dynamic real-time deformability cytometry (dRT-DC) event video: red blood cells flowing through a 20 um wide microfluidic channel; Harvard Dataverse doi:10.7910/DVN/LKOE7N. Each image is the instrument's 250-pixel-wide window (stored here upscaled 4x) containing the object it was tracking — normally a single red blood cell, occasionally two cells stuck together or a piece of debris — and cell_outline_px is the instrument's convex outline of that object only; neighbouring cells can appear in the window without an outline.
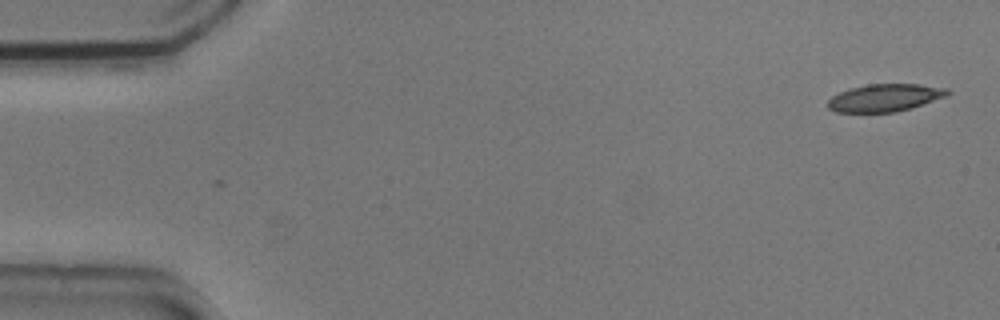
{"species": "common noctule bat (a hibernating species)", "species_latin": "Nyctalus noctula", "temperature_condition": "cold", "stored_images_in_passage": 54, "camera_frame_rate_fps": 3000, "um_per_image_px": 0.085, "animal": {"sex": "male", "body_mass_g": 20.5, "forearm_length_mm": 52.5}, "frame": {"image": 1, "passage_image": 1, "time_ms": 0.0, "image_size_px": [1000, 320], "cell_outline_px": [[952, 92], [948, 96], [912, 108], [896, 112], [836, 112], [828, 108], [828, 100], [832, 96], [840, 92], [852, 88], [868, 84], [920, 84], [948, 88]], "centroid_in_image_um": [75.27, 8.31], "position_along_channel_um": 9.7, "area_um2": 19.31}}
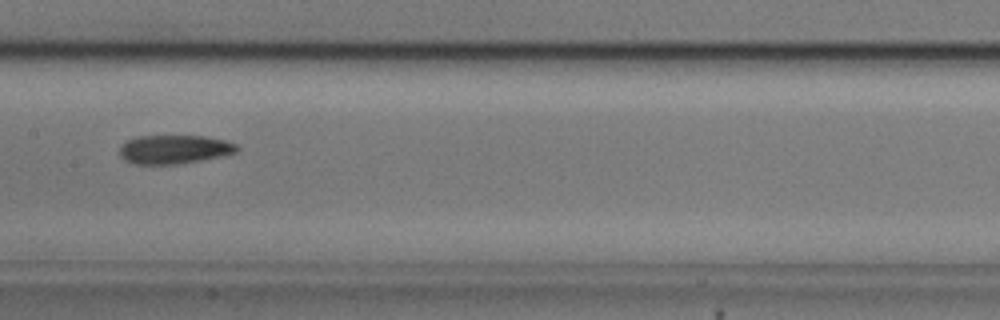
{"frame": {"image": 2, "passage_image": 26, "time_ms": 8.333, "image_size_px": [1000, 320], "cell_outline_px": [[240, 148], [236, 152], [220, 156], [184, 164], [132, 164], [124, 160], [120, 156], [120, 144], [136, 136], [204, 136], [224, 140], [236, 144]], "centroid_in_image_um": [14.78, 12.7], "position_along_channel_um": 192.6, "area_um2": 19.83}}
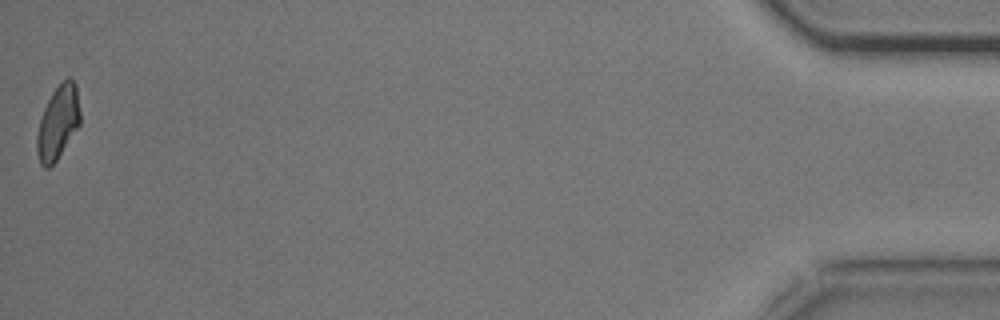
{"frame": {"image": 3, "passage_image": 53, "time_ms": 17.333, "image_size_px": [1000, 320], "cell_outline_px": [[80, 124], [56, 160], [48, 168], [44, 168], [40, 164], [36, 152], [36, 136], [40, 120], [44, 108], [52, 92], [68, 76], [76, 84], [80, 112]], "centroid_in_image_um": [4.92, 10.42], "position_along_channel_um": 430.3, "area_um2": 18.38}, "authors_computed_cell_mechanics": {"area_um2": 19.941, "velocity_mm_per_s": 3.7166, "shape_relaxation_time_tau1_ms": 6.7001, "shape_relaxation_time_tau2_ms": 6.9058, "deformation_change_tau1": 0.1449, "deformation_change_tau2": 0.1447}}